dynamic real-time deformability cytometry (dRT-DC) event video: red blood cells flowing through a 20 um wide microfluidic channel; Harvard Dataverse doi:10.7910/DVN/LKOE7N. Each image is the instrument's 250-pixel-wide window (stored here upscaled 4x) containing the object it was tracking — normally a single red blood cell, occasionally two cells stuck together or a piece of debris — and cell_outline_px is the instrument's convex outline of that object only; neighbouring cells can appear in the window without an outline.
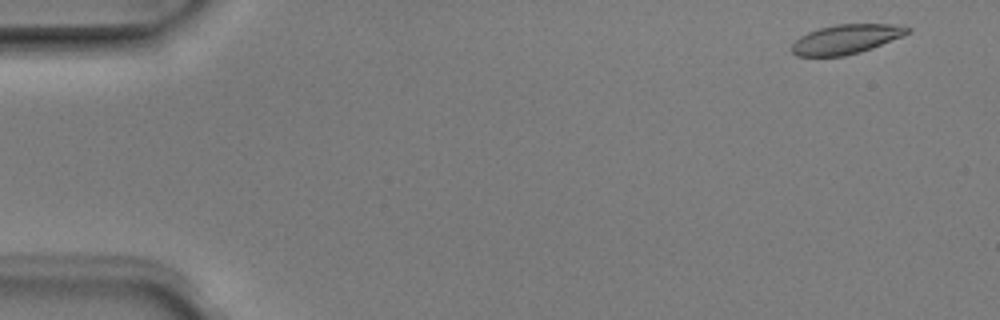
{"species": "Egyptian fruit bat (a non-hibernating species)", "species_latin": "Rousettus aegyptiacus", "temperature_condition": "room temperature", "stored_images_in_passage": 5, "camera_frame_rate_fps": 3000, "um_per_image_px": 0.085, "animal": {"sex": "male"}, "frame": {"image": 1, "passage_image": 1, "time_ms": 0.0, "image_size_px": [1000, 320], "cell_outline_px": [[912, 32], [872, 48], [860, 52], [844, 56], [796, 56], [788, 48], [800, 36], [808, 32], [820, 28], [836, 24], [892, 24], [912, 28]], "centroid_in_image_um": [71.9, 3.33], "position_along_channel_um": 13.1, "area_um2": 19.88}}
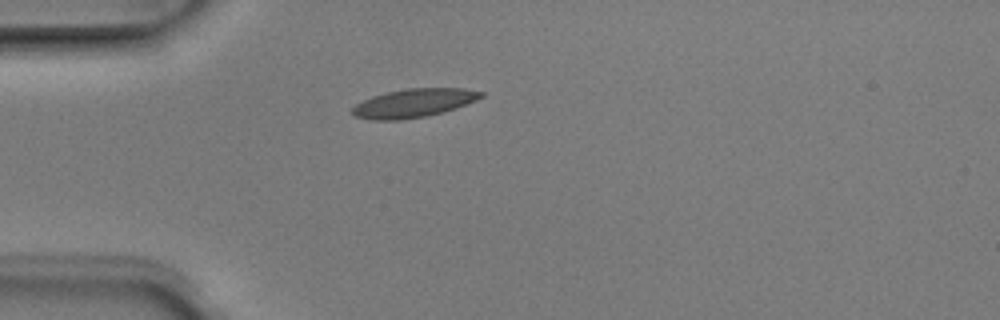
{"frame": {"image": 2, "passage_image": 4, "time_ms": 1.0, "image_size_px": [1000, 320], "cell_outline_px": [[484, 96], [476, 100], [456, 108], [444, 112], [424, 116], [400, 120], [372, 120], [356, 116], [352, 112], [352, 108], [356, 104], [372, 96], [388, 92], [408, 88], [464, 88], [484, 92]], "centroid_in_image_um": [35.19, 8.76], "position_along_channel_um": 49.8, "area_um2": 21.27}}